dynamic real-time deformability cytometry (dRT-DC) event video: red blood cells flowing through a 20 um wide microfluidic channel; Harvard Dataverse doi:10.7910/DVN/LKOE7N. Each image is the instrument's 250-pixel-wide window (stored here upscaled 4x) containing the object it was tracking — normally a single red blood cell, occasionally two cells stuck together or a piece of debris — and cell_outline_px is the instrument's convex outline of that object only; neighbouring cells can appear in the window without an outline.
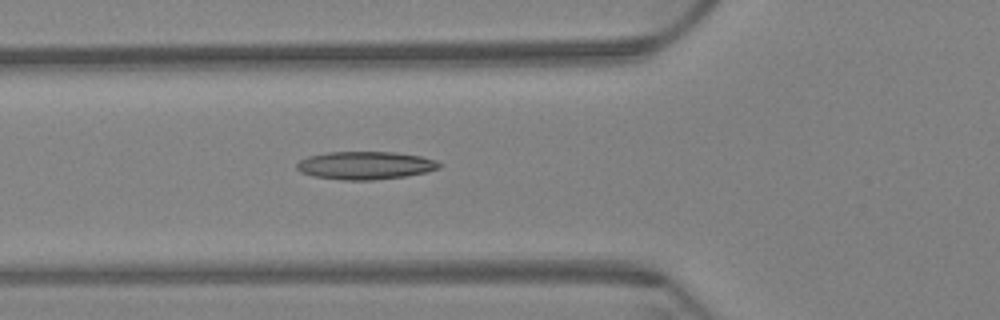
{"species": "Egyptian fruit bat (a non-hibernating species)", "species_latin": "Rousettus aegyptiacus", "temperature_condition": "warm", "stored_images_in_passage": 7, "camera_frame_rate_fps": 3000, "um_per_image_px": 0.085, "animal": {"sex": "female"}, "frame": {"image": 1, "passage_image": 7, "time_ms": 2.0, "image_size_px": [1000, 320], "cell_outline_px": [[444, 164], [440, 168], [424, 172], [404, 176], [372, 180], [344, 180], [312, 176], [300, 172], [296, 168], [296, 164], [300, 160], [308, 156], [328, 152], [392, 152], [420, 156], [436, 160]], "centroid_in_image_um": [31.04, 14.06], "position_along_channel_um": 94.8, "area_um2": 23.18}}